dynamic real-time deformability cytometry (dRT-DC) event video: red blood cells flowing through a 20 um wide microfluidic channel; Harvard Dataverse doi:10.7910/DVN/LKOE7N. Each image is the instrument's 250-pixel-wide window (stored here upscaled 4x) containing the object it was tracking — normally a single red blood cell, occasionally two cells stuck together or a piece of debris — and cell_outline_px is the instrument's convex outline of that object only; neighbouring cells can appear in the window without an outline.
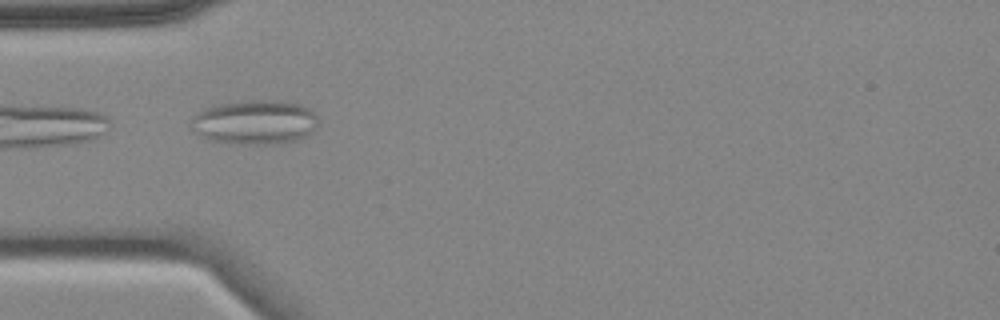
{"species": "common noctule bat (a hibernating species)", "species_latin": "Nyctalus noctula", "temperature_condition": "cold", "stored_images_in_passage": 5, "camera_frame_rate_fps": 3000, "um_per_image_px": 0.085, "animal": {"sex": "female", "body_mass_g": 18.4}, "frame": {"image": 1, "passage_image": 4, "time_ms": 5.0, "image_size_px": [1000, 320], "cell_outline_px": [[316, 128], [308, 136], [296, 140], [276, 144], [240, 144], [208, 140], [192, 132], [192, 116], [196, 112], [204, 108], [220, 104], [248, 100], [280, 100], [300, 104], [308, 108], [316, 116]], "centroid_in_image_um": [21.63, 10.39], "position_along_channel_um": 63.4, "area_um2": 33.12}}